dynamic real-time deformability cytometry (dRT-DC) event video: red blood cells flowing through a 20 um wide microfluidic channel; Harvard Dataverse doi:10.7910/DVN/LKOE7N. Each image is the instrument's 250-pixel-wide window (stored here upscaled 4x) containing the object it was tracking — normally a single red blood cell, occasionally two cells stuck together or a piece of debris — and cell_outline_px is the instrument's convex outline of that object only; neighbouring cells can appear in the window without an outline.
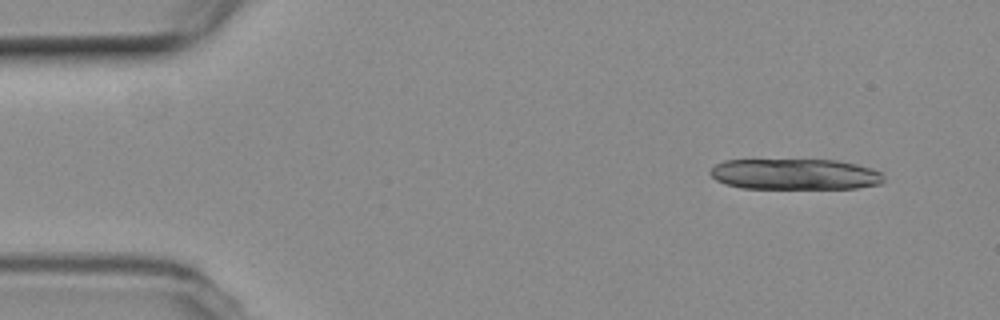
{"species": "common noctule bat (a hibernating species)", "species_latin": "Nyctalus noctula", "temperature_condition": "room temperature", "stored_images_in_passage": 19, "camera_frame_rate_fps": 3000, "um_per_image_px": 0.085, "animal": {"sex": "female", "body_mass_g": 19.3, "forearm_length_mm": 54.1}, "frame": {"image": 1, "passage_image": 5, "time_ms": 1.333, "image_size_px": [1000, 320], "cell_outline_px": [[884, 180], [880, 184], [856, 188], [740, 188], [724, 184], [716, 180], [708, 172], [716, 164], [724, 160], [836, 160], [856, 164], [872, 168], [880, 172], [884, 176]], "centroid_in_image_um": [67.56, 14.81], "position_along_channel_um": 17.4, "area_um2": 31.27}}
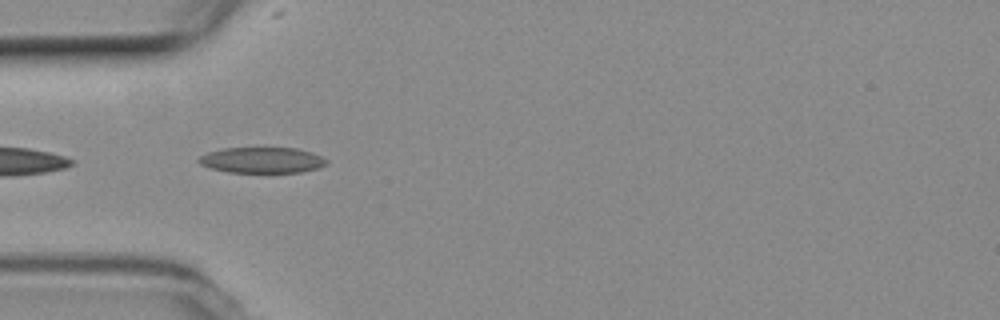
{"frame": {"image": 2, "passage_image": 17, "time_ms": 5.333, "image_size_px": [1000, 320], "cell_outline_px": [[328, 164], [320, 168], [300, 172], [228, 172], [208, 168], [200, 164], [196, 160], [200, 156], [208, 152], [224, 148], [296, 148], [312, 152], [328, 160]], "centroid_in_image_um": [22.27, 13.61], "position_along_channel_um": 62.7, "area_um2": 19.31}}